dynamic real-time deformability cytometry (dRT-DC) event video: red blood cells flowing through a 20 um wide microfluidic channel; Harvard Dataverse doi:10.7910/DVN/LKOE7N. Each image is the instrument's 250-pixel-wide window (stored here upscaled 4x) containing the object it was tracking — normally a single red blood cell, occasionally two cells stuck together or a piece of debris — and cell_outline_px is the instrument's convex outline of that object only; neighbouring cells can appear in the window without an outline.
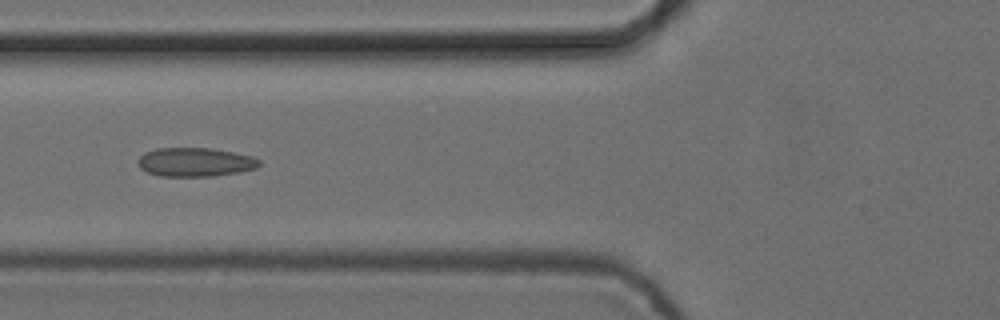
{"species": "common noctule bat (a hibernating species)", "species_latin": "Nyctalus noctula", "temperature_condition": "cold", "stored_images_in_passage": 6, "camera_frame_rate_fps": 3000, "um_per_image_px": 0.085, "animal": {"sex": "female", "body_mass_g": 24.6, "forearm_length_mm": 56.2}, "frame": {"image": 1, "passage_image": 4, "time_ms": 1.0, "image_size_px": [1000, 320], "cell_outline_px": [[260, 164], [256, 168], [240, 172], [212, 176], [160, 176], [148, 172], [140, 168], [136, 164], [136, 160], [144, 152], [156, 148], [212, 148], [252, 156], [260, 160]], "centroid_in_image_um": [16.55, 13.77], "position_along_channel_um": 109.2, "area_um2": 20.52}}
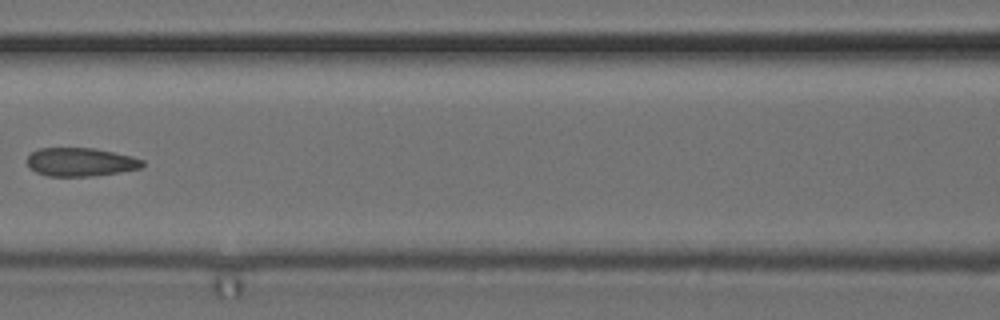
{"frame": {"image": 2, "passage_image": 5, "time_ms": 1.333, "image_size_px": [1000, 320], "cell_outline_px": [[144, 164], [140, 168], [120, 172], [92, 176], [48, 176], [36, 172], [28, 164], [28, 156], [32, 152], [40, 148], [92, 148], [132, 156], [144, 160]], "centroid_in_image_um": [6.86, 13.77], "position_along_channel_um": 159.7, "area_um2": 18.96}}
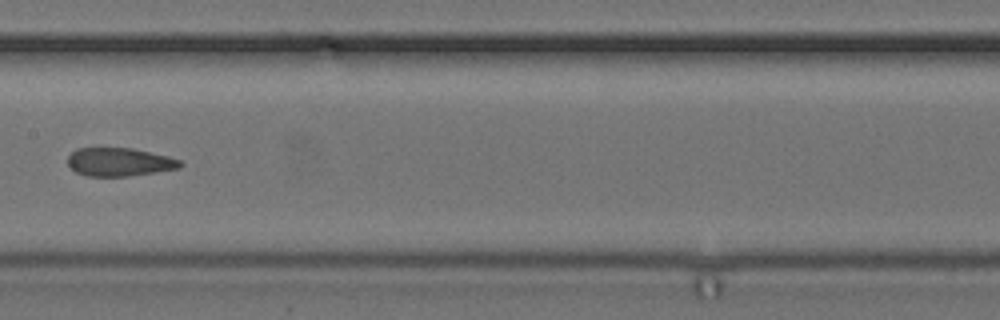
{"frame": {"image": 3, "passage_image": 6, "time_ms": 1.667, "image_size_px": [1000, 320], "cell_outline_px": [[184, 164], [180, 168], [156, 172], [128, 176], [88, 176], [76, 172], [68, 164], [68, 156], [76, 148], [132, 148], [168, 156], [180, 160]], "centroid_in_image_um": [10.16, 13.77], "position_along_channel_um": 197.2, "area_um2": 18.55}}